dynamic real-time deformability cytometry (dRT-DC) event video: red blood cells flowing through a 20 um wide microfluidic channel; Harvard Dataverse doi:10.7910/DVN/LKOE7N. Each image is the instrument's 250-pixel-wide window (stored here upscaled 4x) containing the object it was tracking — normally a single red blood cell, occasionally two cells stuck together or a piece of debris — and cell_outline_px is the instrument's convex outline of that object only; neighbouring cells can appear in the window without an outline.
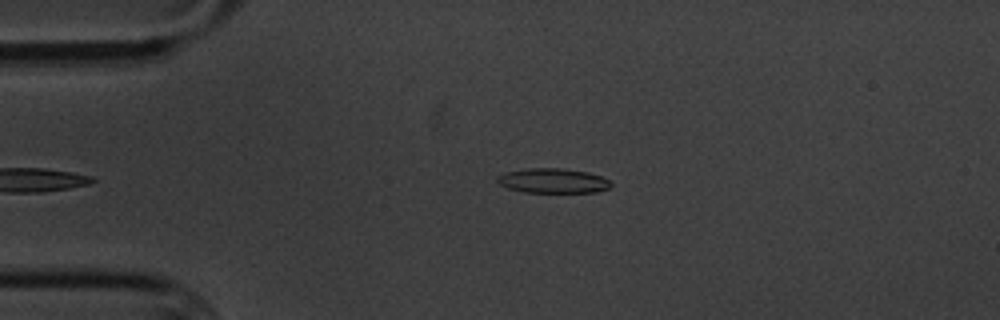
{"species": "common noctule bat (a hibernating species)", "species_latin": "Nyctalus noctula", "temperature_condition": "cold", "stored_images_in_passage": 5, "camera_frame_rate_fps": 3000, "um_per_image_px": 0.085, "animal": {"sex": "male", "body_mass_g": 20.1, "forearm_length_mm": 53.5}, "frame": {"image": 1, "passage_image": 5, "time_ms": 5.333, "image_size_px": [1000, 320], "cell_outline_px": [[612, 188], [596, 192], [524, 192], [508, 188], [500, 184], [496, 180], [496, 176], [504, 172], [528, 168], [560, 168], [588, 172], [600, 176], [608, 180], [612, 184]], "centroid_in_image_um": [46.99, 15.36], "position_along_channel_um": 38.0, "area_um2": 16.42}}